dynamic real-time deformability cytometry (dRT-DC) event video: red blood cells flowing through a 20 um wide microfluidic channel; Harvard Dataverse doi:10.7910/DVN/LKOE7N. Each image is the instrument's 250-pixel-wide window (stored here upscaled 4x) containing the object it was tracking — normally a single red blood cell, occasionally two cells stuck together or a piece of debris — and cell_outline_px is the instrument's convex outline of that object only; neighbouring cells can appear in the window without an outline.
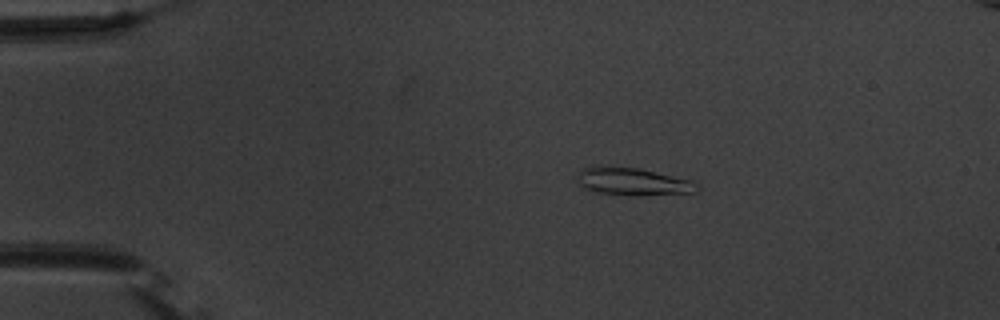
{"species": "common noctule bat (a hibernating species)", "species_latin": "Nyctalus noctula", "temperature_condition": "warm", "stored_images_in_passage": 44, "camera_frame_rate_fps": 3000, "um_per_image_px": 0.085, "animal": {"sex": "male", "body_mass_g": 20.1, "forearm_length_mm": 53.5}, "frame": {"image": 1, "passage_image": 1, "time_ms": 0.0, "image_size_px": [1000, 320], "cell_outline_px": [[700, 188], [696, 192], [596, 192], [584, 188], [580, 184], [576, 176], [580, 168], [592, 164], [604, 164], [636, 168], [692, 180]], "centroid_in_image_um": [53.62, 15.32], "position_along_channel_um": 31.4, "area_um2": 18.26}}
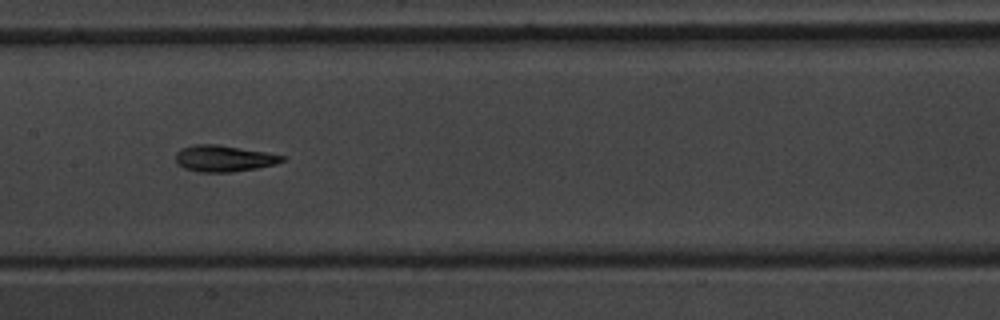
{"frame": {"image": 2, "passage_image": 18, "time_ms": 5.667, "image_size_px": [1000, 320], "cell_outline_px": [[288, 156], [284, 160], [276, 164], [256, 168], [232, 172], [200, 172], [184, 168], [176, 164], [176, 152], [180, 148], [192, 144], [216, 144]], "centroid_in_image_um": [19.0, 13.47], "position_along_channel_um": 188.4, "area_um2": 16.42}}
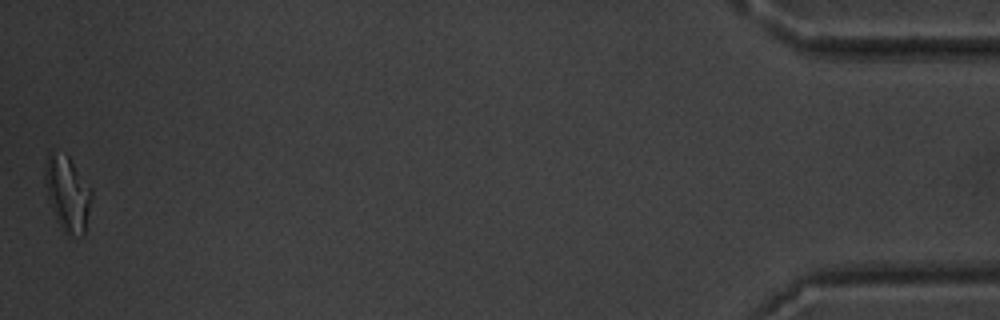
{"frame": {"image": 3, "passage_image": 44, "time_ms": 14.333, "image_size_px": [1000, 320], "cell_outline_px": [[92, 196], [84, 236], [68, 236], [60, 228], [56, 220], [48, 200], [44, 184], [44, 168], [48, 152], [52, 152], [68, 156], [92, 188]], "centroid_in_image_um": [5.73, 16.49], "position_along_channel_um": 429.5, "area_um2": 20.69}, "authors_computed_cell_mechanics": {"area_um2": 16.3574, "velocity_mm_per_s": 3.8071, "shape_relaxation_time_tau1_ms": 8.2561, "shape_relaxation_time_tau2_ms": 2.3181, "deformation_change_tau1": 0.2533, "deformation_change_tau2": 0.0824}}